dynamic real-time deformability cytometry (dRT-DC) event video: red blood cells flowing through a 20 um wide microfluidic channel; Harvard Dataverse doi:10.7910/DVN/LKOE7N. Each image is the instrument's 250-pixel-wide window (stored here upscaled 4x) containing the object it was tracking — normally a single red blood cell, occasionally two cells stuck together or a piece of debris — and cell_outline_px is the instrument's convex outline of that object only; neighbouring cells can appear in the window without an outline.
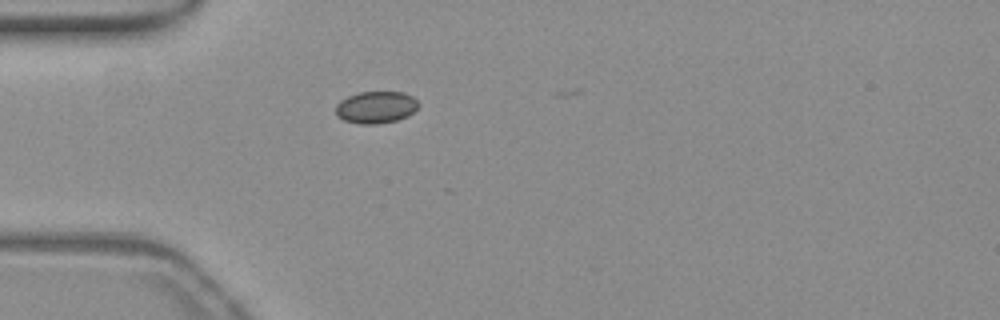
{"species": "common noctule bat (a hibernating species)", "species_latin": "Nyctalus noctula", "temperature_condition": "warm", "stored_images_in_passage": 5, "camera_frame_rate_fps": 3000, "um_per_image_px": 0.085, "animal": {"sex": "female", "body_mass_g": 19.3, "forearm_length_mm": 54.1}, "frame": {"image": 1, "passage_image": 2, "time_ms": 0.333, "image_size_px": [1000, 320], "cell_outline_px": [[420, 104], [408, 116], [396, 120], [376, 124], [360, 124], [344, 120], [336, 116], [336, 104], [340, 100], [348, 96], [360, 92], [404, 92], [412, 96]], "centroid_in_image_um": [31.94, 9.11], "position_along_channel_um": 53.1, "area_um2": 15.43}}